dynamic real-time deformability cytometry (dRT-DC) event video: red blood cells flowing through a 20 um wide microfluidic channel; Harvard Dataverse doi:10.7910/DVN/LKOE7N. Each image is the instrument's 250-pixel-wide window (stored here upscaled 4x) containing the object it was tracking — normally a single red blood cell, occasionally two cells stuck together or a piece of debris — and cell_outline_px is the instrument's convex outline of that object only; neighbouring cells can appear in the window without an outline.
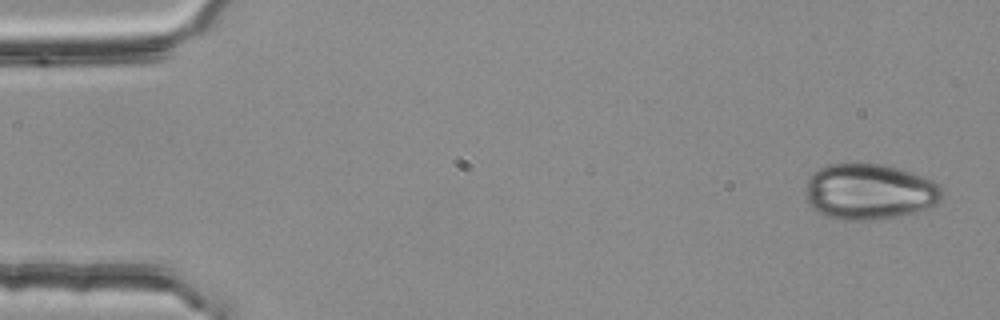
{"species": "common noctule bat (a hibernating species)", "species_latin": "Nyctalus noctula", "temperature_condition": "room temperature", "stored_images_in_passage": 26, "camera_frame_rate_fps": 3000, "um_per_image_px": 0.085, "animal": {"sex": "female", "body_mass_g": 25.1}, "frame": {"image": 1, "passage_image": 1, "time_ms": 0.0, "image_size_px": [1000, 320], "cell_outline_px": [[944, 192], [940, 200], [932, 208], [880, 220], [840, 220], [816, 212], [812, 208], [804, 192], [808, 176], [812, 172], [820, 168], [832, 164], [884, 164], [912, 172], [932, 180], [940, 184]], "centroid_in_image_um": [73.91, 16.3], "position_along_channel_um": 11.1, "area_um2": 44.97}}
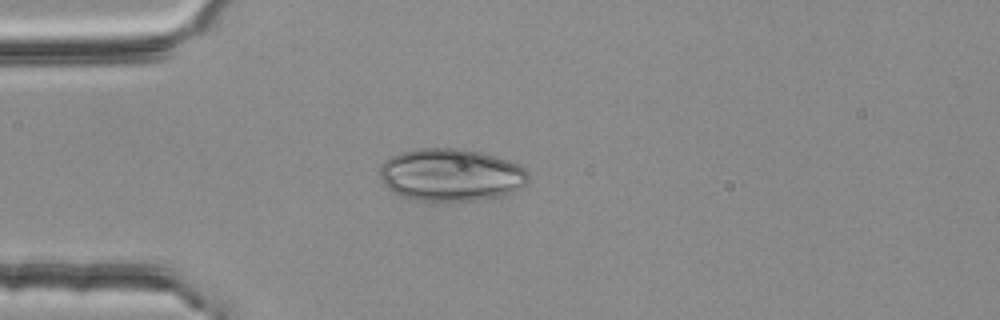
{"frame": {"image": 2, "passage_image": 13, "time_ms": 4.0, "image_size_px": [1000, 320], "cell_outline_px": [[528, 180], [520, 188], [512, 192], [496, 196], [476, 200], [416, 200], [400, 196], [392, 192], [384, 184], [380, 176], [380, 168], [384, 160], [400, 152], [420, 148], [464, 148], [496, 156], [508, 160], [524, 168], [528, 172]], "centroid_in_image_um": [38.3, 14.85], "position_along_channel_um": 46.7, "area_um2": 45.32}}
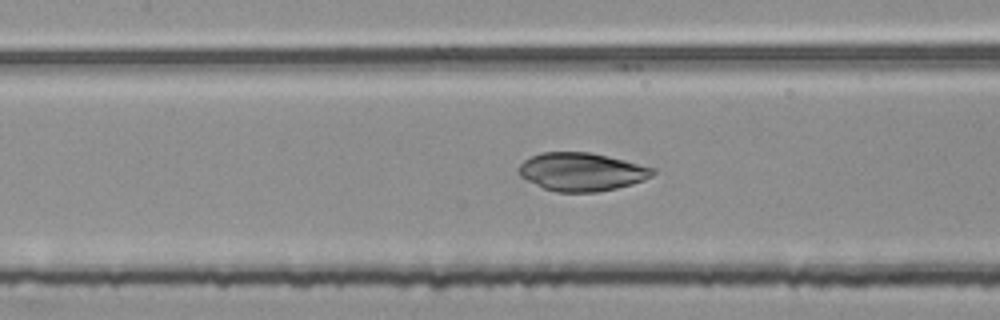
{"frame": {"image": 3, "passage_image": 23, "time_ms": 7.333, "image_size_px": [1000, 320], "cell_outline_px": [[656, 172], [652, 176], [644, 180], [632, 184], [616, 188], [596, 192], [556, 192], [544, 188], [520, 176], [520, 164], [524, 160], [532, 156], [544, 152], [592, 152], [656, 168]], "centroid_in_image_um": [49.48, 14.6], "position_along_channel_um": 157.9, "area_um2": 29.71}}